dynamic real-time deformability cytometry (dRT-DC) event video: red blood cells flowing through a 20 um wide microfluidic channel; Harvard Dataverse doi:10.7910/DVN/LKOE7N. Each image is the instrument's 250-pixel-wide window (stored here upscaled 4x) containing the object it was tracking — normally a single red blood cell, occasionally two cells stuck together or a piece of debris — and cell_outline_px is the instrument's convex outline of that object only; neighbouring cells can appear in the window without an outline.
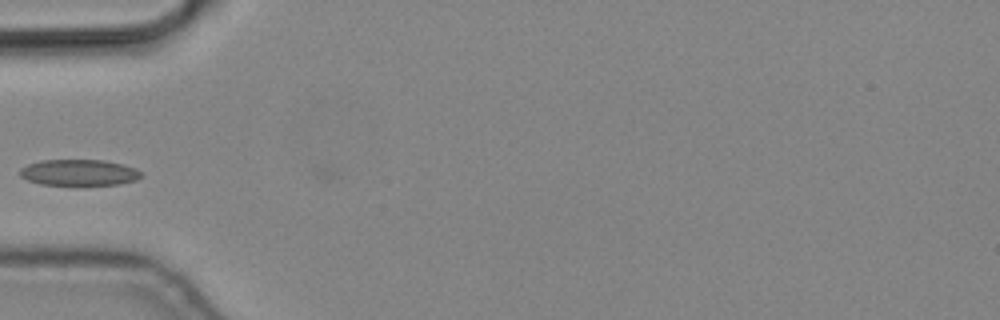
{"species": "common noctule bat (a hibernating species)", "species_latin": "Nyctalus noctula", "temperature_condition": "cold", "stored_images_in_passage": 4, "camera_frame_rate_fps": 3000, "um_per_image_px": 0.085, "animal": {"sex": "male", "body_mass_g": 19.2, "forearm_length_mm": 51.8}, "frame": {"image": 1, "passage_image": 3, "time_ms": 0.667, "image_size_px": [1000, 320], "cell_outline_px": [[144, 176], [136, 180], [120, 184], [80, 188], [40, 184], [28, 180], [20, 176], [20, 168], [28, 164], [40, 160], [104, 160], [124, 164], [136, 168]], "centroid_in_image_um": [6.74, 14.71], "position_along_channel_um": 78.3, "area_um2": 19.54}}
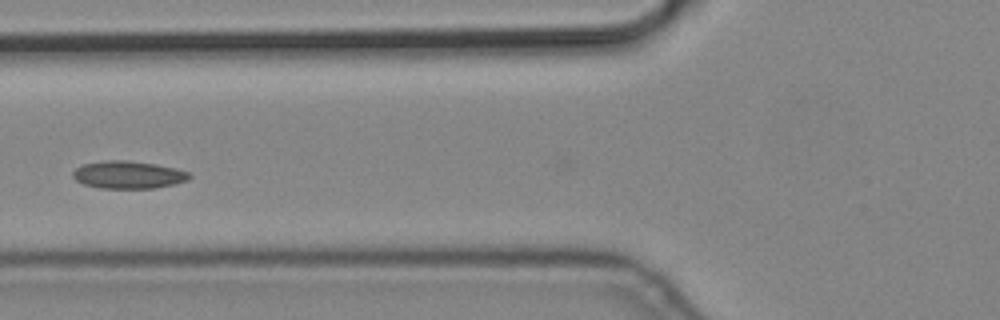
{"frame": {"image": 2, "passage_image": 4, "time_ms": 1.0, "image_size_px": [1000, 320], "cell_outline_px": [[192, 176], [188, 180], [156, 188], [100, 188], [84, 184], [76, 180], [72, 176], [72, 172], [80, 164], [104, 160], [128, 160], [156, 164], [176, 168], [188, 172]], "centroid_in_image_um": [10.88, 14.84], "position_along_channel_um": 114.9, "area_um2": 18.84}}